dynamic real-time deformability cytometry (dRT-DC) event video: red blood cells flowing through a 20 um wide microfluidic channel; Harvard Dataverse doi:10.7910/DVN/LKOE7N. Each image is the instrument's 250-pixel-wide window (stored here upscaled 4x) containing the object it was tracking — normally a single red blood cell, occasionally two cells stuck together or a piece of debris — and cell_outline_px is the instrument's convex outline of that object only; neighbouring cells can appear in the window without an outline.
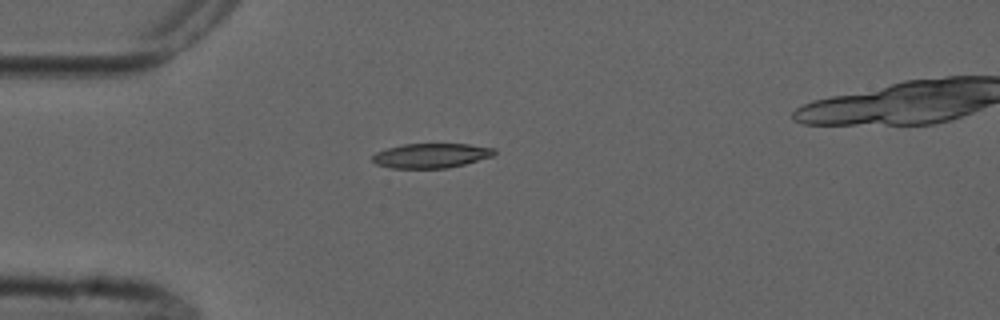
{"species": "common noctule bat (a hibernating species)", "species_latin": "Nyctalus noctula", "temperature_condition": "cold", "stored_images_in_passage": 2, "camera_frame_rate_fps": 3000, "um_per_image_px": 0.085, "animal": {"sex": "male", "forearm_length_mm": 52.5}, "frame": {"image": 1, "passage_image": 1, "time_ms": 0.0, "image_size_px": [1000, 320], "cell_outline_px": [[496, 152], [492, 156], [464, 164], [448, 168], [392, 168], [376, 164], [372, 160], [372, 156], [376, 152], [388, 148], [404, 144], [468, 144], [496, 148]], "centroid_in_image_um": [36.65, 13.22], "position_along_channel_um": 48.4, "area_um2": 17.4}}